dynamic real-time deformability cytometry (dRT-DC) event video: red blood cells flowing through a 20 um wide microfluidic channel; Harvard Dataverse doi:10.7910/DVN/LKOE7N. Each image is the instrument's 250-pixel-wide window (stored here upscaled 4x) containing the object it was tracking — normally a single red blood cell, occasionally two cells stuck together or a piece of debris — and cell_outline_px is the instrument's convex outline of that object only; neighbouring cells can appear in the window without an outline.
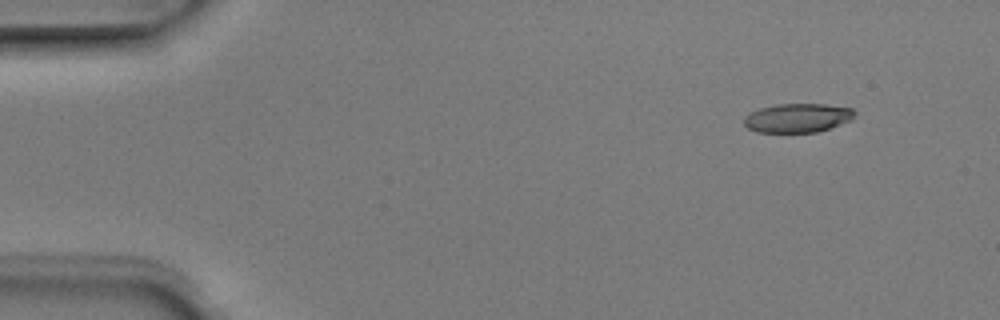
{"species": "Egyptian fruit bat (a non-hibernating species)", "species_latin": "Rousettus aegyptiacus", "temperature_condition": "room temperature", "stored_images_in_passage": 5, "camera_frame_rate_fps": 3000, "um_per_image_px": 0.085, "animal": {"sex": "male"}, "frame": {"image": 1, "passage_image": 2, "time_ms": 0.333, "image_size_px": [1000, 320], "cell_outline_px": [[856, 112], [852, 120], [816, 132], [756, 132], [748, 128], [744, 124], [744, 116], [760, 108], [776, 104], [824, 104], [852, 108]], "centroid_in_image_um": [67.79, 10.02], "position_along_channel_um": 17.2, "area_um2": 18.61}}
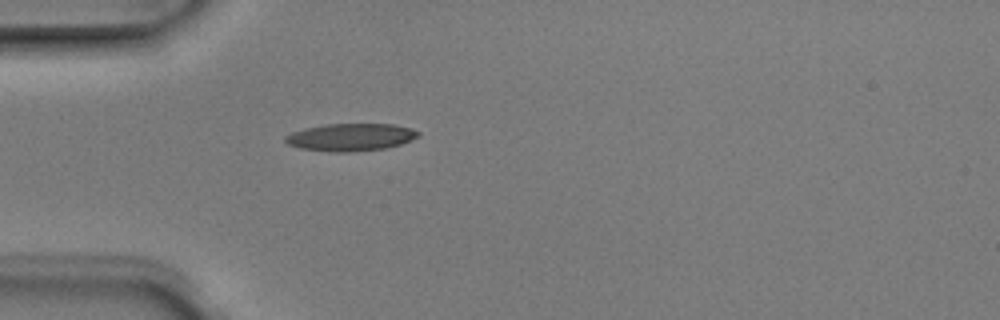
{"frame": {"image": 2, "passage_image": 5, "time_ms": 1.333, "image_size_px": [1000, 320], "cell_outline_px": [[420, 136], [412, 140], [400, 144], [384, 148], [348, 152], [332, 152], [300, 148], [288, 144], [284, 140], [284, 136], [292, 132], [304, 128], [324, 124], [392, 124], [412, 128], [420, 132]], "centroid_in_image_um": [29.8, 11.65], "position_along_channel_um": 55.2, "area_um2": 21.33}}